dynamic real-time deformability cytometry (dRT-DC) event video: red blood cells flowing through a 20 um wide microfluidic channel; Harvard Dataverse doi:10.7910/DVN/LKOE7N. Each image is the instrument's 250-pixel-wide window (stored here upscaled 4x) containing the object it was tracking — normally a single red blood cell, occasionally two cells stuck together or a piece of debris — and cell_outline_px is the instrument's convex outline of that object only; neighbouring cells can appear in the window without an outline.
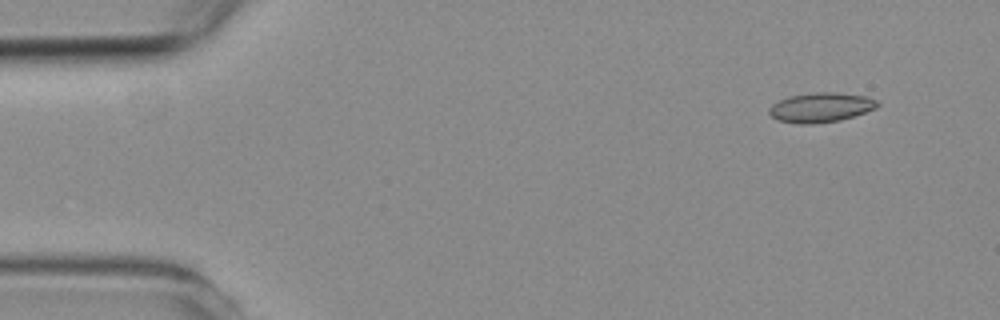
{"species": "common noctule bat (a hibernating species)", "species_latin": "Nyctalus noctula", "temperature_condition": "room temperature", "stored_images_in_passage": 3, "camera_frame_rate_fps": 3000, "um_per_image_px": 0.085, "animal": {"sex": "female", "body_mass_g": 19.3, "forearm_length_mm": 54.1}, "frame": {"image": 1, "passage_image": 1, "time_ms": 0.0, "image_size_px": [1000, 320], "cell_outline_px": [[880, 104], [876, 108], [840, 120], [812, 124], [800, 124], [776, 120], [768, 112], [768, 108], [772, 104], [788, 96], [816, 92], [840, 92], [864, 96], [880, 100]], "centroid_in_image_um": [69.76, 9.12], "position_along_channel_um": 15.2, "area_um2": 18.79}}
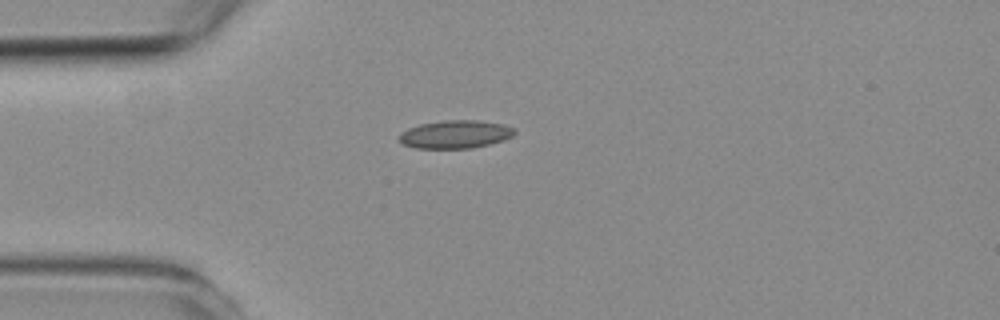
{"frame": {"image": 2, "passage_image": 3, "time_ms": 3.0, "image_size_px": [1000, 320], "cell_outline_px": [[516, 132], [512, 136], [504, 140], [472, 148], [416, 148], [400, 144], [396, 136], [400, 132], [408, 128], [420, 124], [444, 120], [480, 120], [504, 124], [516, 128]], "centroid_in_image_um": [38.67, 11.41], "position_along_channel_um": 46.3, "area_um2": 19.19}}